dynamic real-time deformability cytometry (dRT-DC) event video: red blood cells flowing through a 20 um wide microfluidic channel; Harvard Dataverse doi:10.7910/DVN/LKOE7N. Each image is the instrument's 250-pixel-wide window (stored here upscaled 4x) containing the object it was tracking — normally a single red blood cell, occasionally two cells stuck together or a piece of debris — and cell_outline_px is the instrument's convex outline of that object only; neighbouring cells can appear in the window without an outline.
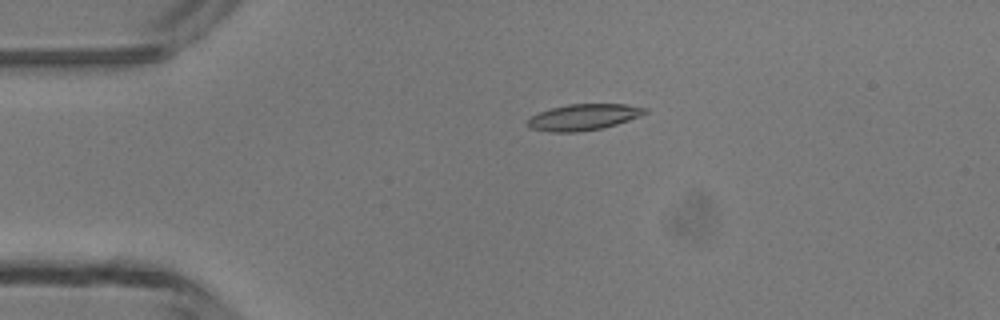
{"species": "common noctule bat (a hibernating species)", "species_latin": "Nyctalus noctula", "temperature_condition": "room temperature", "stored_images_in_passage": 4, "camera_frame_rate_fps": 3000, "um_per_image_px": 0.085, "animal": {"sex": "male", "body_mass_g": 13.3}, "frame": {"image": 1, "passage_image": 3, "time_ms": 2.0, "image_size_px": [1000, 320], "cell_outline_px": [[648, 112], [628, 120], [604, 128], [576, 132], [552, 132], [528, 128], [524, 124], [532, 116], [540, 112], [552, 108], [568, 104], [624, 104], [648, 108]], "centroid_in_image_um": [49.57, 9.96], "position_along_channel_um": 35.4, "area_um2": 17.86}}